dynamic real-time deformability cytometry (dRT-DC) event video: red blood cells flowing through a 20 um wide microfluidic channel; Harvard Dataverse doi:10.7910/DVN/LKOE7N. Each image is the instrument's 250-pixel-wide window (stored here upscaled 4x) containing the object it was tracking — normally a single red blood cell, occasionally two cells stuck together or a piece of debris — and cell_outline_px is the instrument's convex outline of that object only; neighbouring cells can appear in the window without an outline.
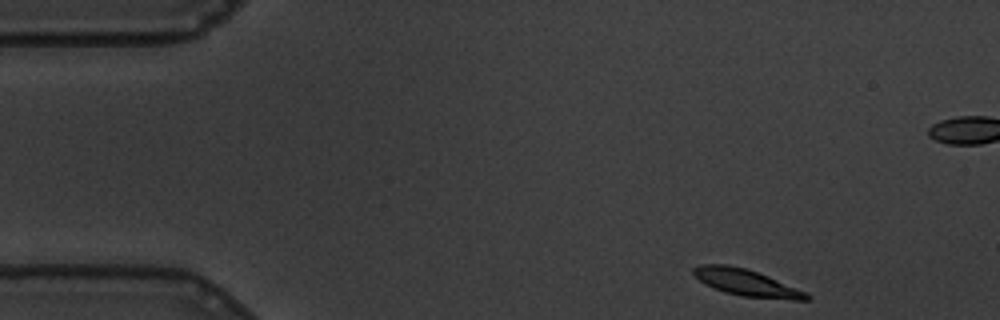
{"species": "common noctule bat (a hibernating species)", "species_latin": "Nyctalus noctula", "temperature_condition": "warm", "stored_images_in_passage": 54, "camera_frame_rate_fps": 3000, "um_per_image_px": 0.085, "animal": {"sex": "male", "body_mass_g": 19.5, "forearm_length_mm": 54.6}, "frame": {"image": 1, "passage_image": 1, "time_ms": 0.0, "image_size_px": [1000, 320], "cell_outline_px": [[812, 296], [808, 300], [792, 300], [740, 296], [724, 292], [712, 288], [704, 284], [692, 272], [692, 268], [700, 264], [728, 264], [744, 268], [768, 276], [808, 292]], "centroid_in_image_um": [63.46, 24.04], "position_along_channel_um": 21.5, "area_um2": 17.74}}
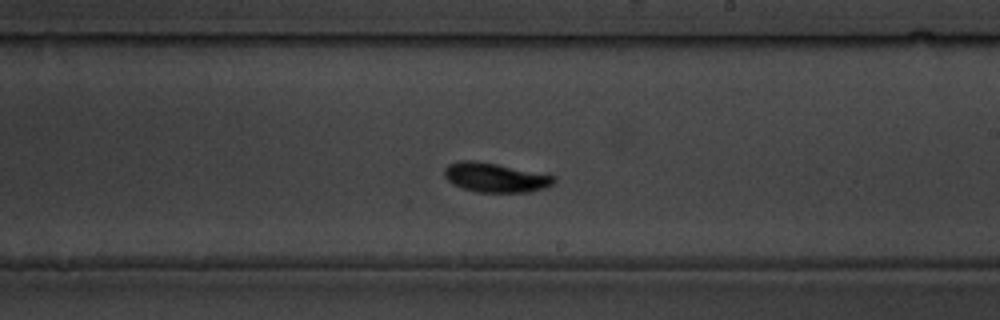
{"frame": {"image": 2, "passage_image": 28, "time_ms": 9.0, "image_size_px": [1000, 320], "cell_outline_px": [[556, 180], [552, 184], [544, 188], [528, 192], [476, 192], [452, 184], [444, 176], [444, 168], [448, 164], [460, 160], [476, 160], [548, 172], [556, 176]], "centroid_in_image_um": [42.16, 15.06], "position_along_channel_um": 246.8, "area_um2": 19.36}}
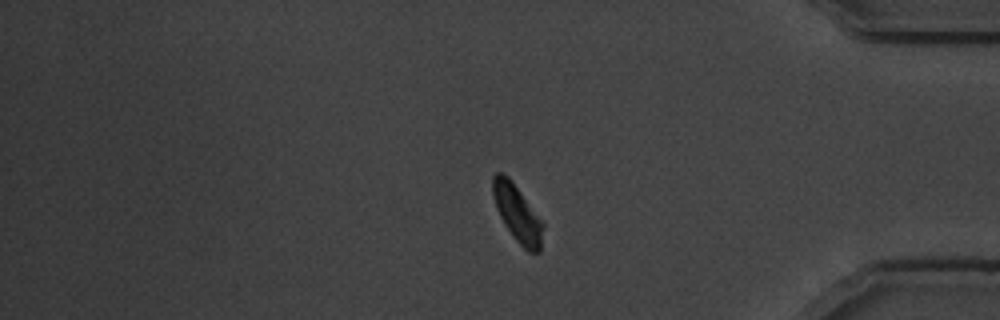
{"frame": {"image": 3, "passage_image": 43, "time_ms": 14.0, "image_size_px": [1000, 320], "cell_outline_px": [[544, 224], [540, 252], [528, 252], [512, 236], [504, 224], [496, 208], [492, 196], [492, 176], [496, 172], [504, 172], [512, 180]], "centroid_in_image_um": [43.95, 18.11], "position_along_channel_um": 391.3, "area_um2": 16.7}, "authors_computed_cell_mechanics": {"area_um2": 17.918, "velocity_mm_per_s": 3.3891, "shape_relaxation_time_tau1_ms": 3.0615, "shape_relaxation_time_tau2_ms": 4.0866, "deformation_change_tau1": 0.1344, "deformation_change_tau2": 0.0496}}